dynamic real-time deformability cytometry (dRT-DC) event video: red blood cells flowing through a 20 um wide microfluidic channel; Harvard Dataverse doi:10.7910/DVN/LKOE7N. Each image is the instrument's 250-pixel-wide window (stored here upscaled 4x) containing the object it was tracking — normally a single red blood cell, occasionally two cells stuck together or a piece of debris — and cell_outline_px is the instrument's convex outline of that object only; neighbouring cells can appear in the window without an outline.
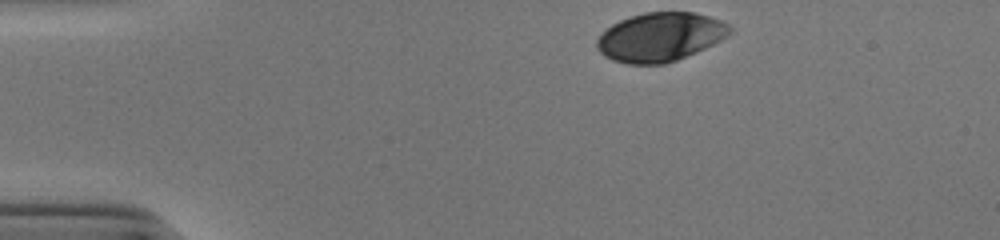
{"species": "human", "species_latin": "Homo sapiens", "temperature_condition": "cold", "stored_images_in_passage": 35, "camera_frame_rate_fps": 3000, "um_per_image_px": 0.085, "donor": {"sex": "male"}, "frame": {"image": 1, "passage_image": 1, "time_ms": 0.0, "image_size_px": [1000, 240], "cell_outline_px": [[732, 32], [728, 36], [696, 52], [676, 60], [664, 64], [624, 64], [612, 60], [604, 56], [596, 48], [596, 40], [612, 24], [620, 20], [644, 12], [692, 12], [708, 16], [720, 20], [728, 24], [732, 28]], "centroid_in_image_um": [56.11, 3.15], "position_along_channel_um": 28.9, "area_um2": 37.74}}
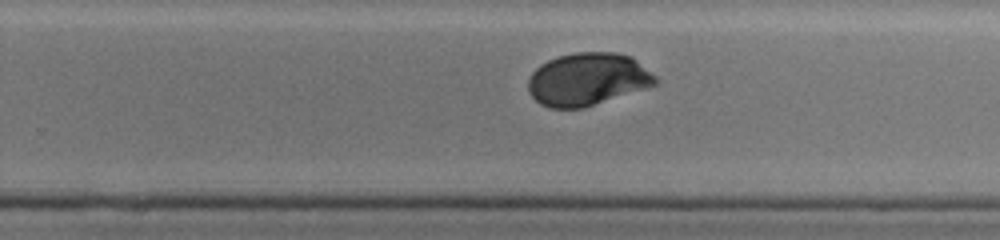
{"frame": {"image": 2, "passage_image": 26, "time_ms": 8.333, "image_size_px": [1000, 240], "cell_outline_px": [[656, 84], [584, 108], [548, 108], [540, 104], [528, 92], [528, 76], [540, 64], [548, 60], [560, 56], [576, 52], [616, 52], [628, 56], [656, 76]], "centroid_in_image_um": [49.87, 6.74], "position_along_channel_um": 279.9, "area_um2": 38.67}}
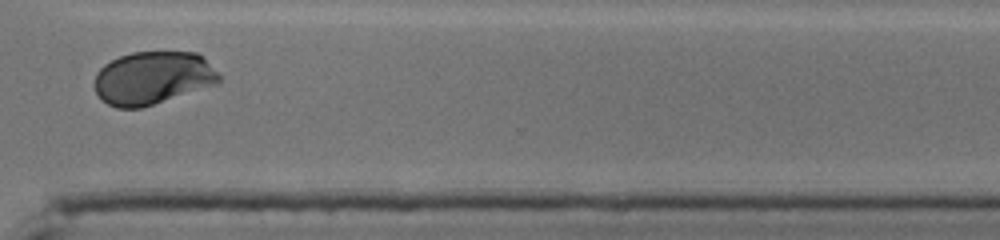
{"frame": {"image": 3, "passage_image": 32, "time_ms": 10.333, "image_size_px": [1000, 240], "cell_outline_px": [[220, 80], [216, 84], [140, 108], [116, 108], [100, 100], [96, 92], [96, 72], [104, 64], [120, 56], [132, 52], [196, 52], [204, 56], [220, 76]], "centroid_in_image_um": [12.97, 6.62], "position_along_channel_um": 357.6, "area_um2": 38.26}, "authors_computed_cell_mechanics": {"area_um2": 39.0728, "velocity_mm_per_s": 3.8574, "shape_relaxation_time_tau1_ms": 3.2012, "shape_relaxation_time_tau2_ms": null, "deformation_change_tau1": 0.1226, "deformation_change_tau2": null}}